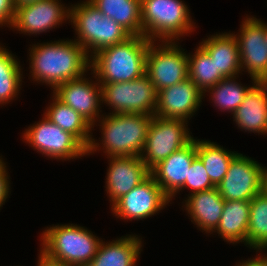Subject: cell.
Masks as SVG:
<instances>
[{"label": "cell", "instance_id": "d590c367", "mask_svg": "<svg viewBox=\"0 0 267 266\" xmlns=\"http://www.w3.org/2000/svg\"><path fill=\"white\" fill-rule=\"evenodd\" d=\"M13 1H14L15 8H18L20 6L31 4L39 0H13Z\"/></svg>", "mask_w": 267, "mask_h": 266}, {"label": "cell", "instance_id": "cb8c5ba5", "mask_svg": "<svg viewBox=\"0 0 267 266\" xmlns=\"http://www.w3.org/2000/svg\"><path fill=\"white\" fill-rule=\"evenodd\" d=\"M52 98L53 102L50 103L43 115L53 124L74 135L88 148L92 139V125L73 108L59 100L54 94H52Z\"/></svg>", "mask_w": 267, "mask_h": 266}, {"label": "cell", "instance_id": "30bf717a", "mask_svg": "<svg viewBox=\"0 0 267 266\" xmlns=\"http://www.w3.org/2000/svg\"><path fill=\"white\" fill-rule=\"evenodd\" d=\"M34 124L25 129L22 138L42 155L57 161L87 155V148L74 135L53 124L46 116Z\"/></svg>", "mask_w": 267, "mask_h": 266}, {"label": "cell", "instance_id": "5bb4252c", "mask_svg": "<svg viewBox=\"0 0 267 266\" xmlns=\"http://www.w3.org/2000/svg\"><path fill=\"white\" fill-rule=\"evenodd\" d=\"M60 1L39 0L16 8L10 29L14 31L16 29L28 35H37L59 27L64 23L63 21L70 20V6L65 7Z\"/></svg>", "mask_w": 267, "mask_h": 266}, {"label": "cell", "instance_id": "7c38bea8", "mask_svg": "<svg viewBox=\"0 0 267 266\" xmlns=\"http://www.w3.org/2000/svg\"><path fill=\"white\" fill-rule=\"evenodd\" d=\"M240 26V33L234 32V35L238 41L241 69H246L251 79L267 82L265 22L247 15Z\"/></svg>", "mask_w": 267, "mask_h": 266}, {"label": "cell", "instance_id": "e575fe53", "mask_svg": "<svg viewBox=\"0 0 267 266\" xmlns=\"http://www.w3.org/2000/svg\"><path fill=\"white\" fill-rule=\"evenodd\" d=\"M38 265L36 266H78V265H67V264H60L56 262H50V261H38Z\"/></svg>", "mask_w": 267, "mask_h": 266}, {"label": "cell", "instance_id": "83f0119b", "mask_svg": "<svg viewBox=\"0 0 267 266\" xmlns=\"http://www.w3.org/2000/svg\"><path fill=\"white\" fill-rule=\"evenodd\" d=\"M8 50L0 44V105L3 106L17 98L23 82L20 62Z\"/></svg>", "mask_w": 267, "mask_h": 266}, {"label": "cell", "instance_id": "f546056e", "mask_svg": "<svg viewBox=\"0 0 267 266\" xmlns=\"http://www.w3.org/2000/svg\"><path fill=\"white\" fill-rule=\"evenodd\" d=\"M237 77L239 76L224 78L205 92H210V100L212 99L219 110L233 114L244 100L246 93L257 82L252 79V85L243 86L241 82H236Z\"/></svg>", "mask_w": 267, "mask_h": 266}, {"label": "cell", "instance_id": "ac0fdd59", "mask_svg": "<svg viewBox=\"0 0 267 266\" xmlns=\"http://www.w3.org/2000/svg\"><path fill=\"white\" fill-rule=\"evenodd\" d=\"M109 168L106 176V192L111 206L124 194L144 181L150 170L140 156L107 157Z\"/></svg>", "mask_w": 267, "mask_h": 266}, {"label": "cell", "instance_id": "2e32d148", "mask_svg": "<svg viewBox=\"0 0 267 266\" xmlns=\"http://www.w3.org/2000/svg\"><path fill=\"white\" fill-rule=\"evenodd\" d=\"M204 96L188 77L182 82L158 91L155 116L188 121L199 110Z\"/></svg>", "mask_w": 267, "mask_h": 266}, {"label": "cell", "instance_id": "d6986e66", "mask_svg": "<svg viewBox=\"0 0 267 266\" xmlns=\"http://www.w3.org/2000/svg\"><path fill=\"white\" fill-rule=\"evenodd\" d=\"M232 116L241 130L267 134V82H256Z\"/></svg>", "mask_w": 267, "mask_h": 266}, {"label": "cell", "instance_id": "e0dca14e", "mask_svg": "<svg viewBox=\"0 0 267 266\" xmlns=\"http://www.w3.org/2000/svg\"><path fill=\"white\" fill-rule=\"evenodd\" d=\"M196 156L197 139L193 138L187 145L172 153L150 170V175L170 201L185 184L190 166Z\"/></svg>", "mask_w": 267, "mask_h": 266}, {"label": "cell", "instance_id": "4fadbf2b", "mask_svg": "<svg viewBox=\"0 0 267 266\" xmlns=\"http://www.w3.org/2000/svg\"><path fill=\"white\" fill-rule=\"evenodd\" d=\"M170 199L163 193L154 178L149 175L144 181L124 194L113 205V215L122 220H142L156 215L168 205Z\"/></svg>", "mask_w": 267, "mask_h": 266}, {"label": "cell", "instance_id": "74e56055", "mask_svg": "<svg viewBox=\"0 0 267 266\" xmlns=\"http://www.w3.org/2000/svg\"><path fill=\"white\" fill-rule=\"evenodd\" d=\"M265 37H266V46H267V22L265 23Z\"/></svg>", "mask_w": 267, "mask_h": 266}, {"label": "cell", "instance_id": "6da1fadb", "mask_svg": "<svg viewBox=\"0 0 267 266\" xmlns=\"http://www.w3.org/2000/svg\"><path fill=\"white\" fill-rule=\"evenodd\" d=\"M32 81L47 84L51 90L90 70V58L75 40L37 43L29 47Z\"/></svg>", "mask_w": 267, "mask_h": 266}, {"label": "cell", "instance_id": "d6a6232c", "mask_svg": "<svg viewBox=\"0 0 267 266\" xmlns=\"http://www.w3.org/2000/svg\"><path fill=\"white\" fill-rule=\"evenodd\" d=\"M7 166L0 172V208L5 204L6 199L9 196L10 181L8 180Z\"/></svg>", "mask_w": 267, "mask_h": 266}, {"label": "cell", "instance_id": "836d02e7", "mask_svg": "<svg viewBox=\"0 0 267 266\" xmlns=\"http://www.w3.org/2000/svg\"><path fill=\"white\" fill-rule=\"evenodd\" d=\"M261 255L258 254V257L256 256L255 258H250L248 260L239 262L235 266H267V254L260 253Z\"/></svg>", "mask_w": 267, "mask_h": 266}, {"label": "cell", "instance_id": "f35d334b", "mask_svg": "<svg viewBox=\"0 0 267 266\" xmlns=\"http://www.w3.org/2000/svg\"><path fill=\"white\" fill-rule=\"evenodd\" d=\"M265 188L267 189V168H266V182H265Z\"/></svg>", "mask_w": 267, "mask_h": 266}, {"label": "cell", "instance_id": "3957f363", "mask_svg": "<svg viewBox=\"0 0 267 266\" xmlns=\"http://www.w3.org/2000/svg\"><path fill=\"white\" fill-rule=\"evenodd\" d=\"M103 115L104 113L101 120H98L102 143L92 137L87 155L102 149L107 157L140 156L145 146L152 116L139 113Z\"/></svg>", "mask_w": 267, "mask_h": 266}, {"label": "cell", "instance_id": "f1b7e54d", "mask_svg": "<svg viewBox=\"0 0 267 266\" xmlns=\"http://www.w3.org/2000/svg\"><path fill=\"white\" fill-rule=\"evenodd\" d=\"M190 55L188 53V77L205 94L224 77L217 72L214 59L200 45Z\"/></svg>", "mask_w": 267, "mask_h": 266}, {"label": "cell", "instance_id": "9c48e42d", "mask_svg": "<svg viewBox=\"0 0 267 266\" xmlns=\"http://www.w3.org/2000/svg\"><path fill=\"white\" fill-rule=\"evenodd\" d=\"M156 44L155 41L149 43L145 74L158 92L188 78V54L177 41Z\"/></svg>", "mask_w": 267, "mask_h": 266}, {"label": "cell", "instance_id": "d4e9b609", "mask_svg": "<svg viewBox=\"0 0 267 266\" xmlns=\"http://www.w3.org/2000/svg\"><path fill=\"white\" fill-rule=\"evenodd\" d=\"M103 15L112 18L131 35L143 36L140 0H89Z\"/></svg>", "mask_w": 267, "mask_h": 266}, {"label": "cell", "instance_id": "5b68a950", "mask_svg": "<svg viewBox=\"0 0 267 266\" xmlns=\"http://www.w3.org/2000/svg\"><path fill=\"white\" fill-rule=\"evenodd\" d=\"M69 21L77 34L74 40L84 48L89 58L132 36L112 18L103 15L89 0L70 6Z\"/></svg>", "mask_w": 267, "mask_h": 266}, {"label": "cell", "instance_id": "8fae6325", "mask_svg": "<svg viewBox=\"0 0 267 266\" xmlns=\"http://www.w3.org/2000/svg\"><path fill=\"white\" fill-rule=\"evenodd\" d=\"M265 182L266 166L238 153L216 188L224 200L250 201L265 189Z\"/></svg>", "mask_w": 267, "mask_h": 266}, {"label": "cell", "instance_id": "9a60e30c", "mask_svg": "<svg viewBox=\"0 0 267 266\" xmlns=\"http://www.w3.org/2000/svg\"><path fill=\"white\" fill-rule=\"evenodd\" d=\"M85 76H87L86 73L64 82L52 93L64 104L78 112L94 128L102 116L100 114L102 112L100 110L102 105L101 85L98 80L93 81L91 78L89 80Z\"/></svg>", "mask_w": 267, "mask_h": 266}, {"label": "cell", "instance_id": "44dd1931", "mask_svg": "<svg viewBox=\"0 0 267 266\" xmlns=\"http://www.w3.org/2000/svg\"><path fill=\"white\" fill-rule=\"evenodd\" d=\"M216 65V70L224 78H232L242 73L238 41L234 33H219L207 37L199 44Z\"/></svg>", "mask_w": 267, "mask_h": 266}, {"label": "cell", "instance_id": "4dcf8cb0", "mask_svg": "<svg viewBox=\"0 0 267 266\" xmlns=\"http://www.w3.org/2000/svg\"><path fill=\"white\" fill-rule=\"evenodd\" d=\"M186 188L190 189L191 192H189V194L215 188L207 174L203 162L198 156L193 159L188 172V178H186L185 184L177 193Z\"/></svg>", "mask_w": 267, "mask_h": 266}, {"label": "cell", "instance_id": "484cf974", "mask_svg": "<svg viewBox=\"0 0 267 266\" xmlns=\"http://www.w3.org/2000/svg\"><path fill=\"white\" fill-rule=\"evenodd\" d=\"M236 151H227L211 140L197 139V156L203 162L207 174L215 187L223 180Z\"/></svg>", "mask_w": 267, "mask_h": 266}, {"label": "cell", "instance_id": "4316f807", "mask_svg": "<svg viewBox=\"0 0 267 266\" xmlns=\"http://www.w3.org/2000/svg\"><path fill=\"white\" fill-rule=\"evenodd\" d=\"M247 247L262 252L267 249V189L250 200Z\"/></svg>", "mask_w": 267, "mask_h": 266}, {"label": "cell", "instance_id": "ba28073f", "mask_svg": "<svg viewBox=\"0 0 267 266\" xmlns=\"http://www.w3.org/2000/svg\"><path fill=\"white\" fill-rule=\"evenodd\" d=\"M187 122L152 116L145 146L140 155L149 170L193 139Z\"/></svg>", "mask_w": 267, "mask_h": 266}, {"label": "cell", "instance_id": "8992f818", "mask_svg": "<svg viewBox=\"0 0 267 266\" xmlns=\"http://www.w3.org/2000/svg\"><path fill=\"white\" fill-rule=\"evenodd\" d=\"M140 2L143 36L150 41H177L195 31L190 10L183 1L140 0Z\"/></svg>", "mask_w": 267, "mask_h": 266}, {"label": "cell", "instance_id": "52a82bcc", "mask_svg": "<svg viewBox=\"0 0 267 266\" xmlns=\"http://www.w3.org/2000/svg\"><path fill=\"white\" fill-rule=\"evenodd\" d=\"M100 85L102 103L112 109L111 114L155 115L158 92L146 74L132 81Z\"/></svg>", "mask_w": 267, "mask_h": 266}, {"label": "cell", "instance_id": "7a4b0ae2", "mask_svg": "<svg viewBox=\"0 0 267 266\" xmlns=\"http://www.w3.org/2000/svg\"><path fill=\"white\" fill-rule=\"evenodd\" d=\"M151 41L132 35L126 41L106 47L90 58L93 78L100 84L127 82L142 77L146 70V56Z\"/></svg>", "mask_w": 267, "mask_h": 266}, {"label": "cell", "instance_id": "603a6c76", "mask_svg": "<svg viewBox=\"0 0 267 266\" xmlns=\"http://www.w3.org/2000/svg\"><path fill=\"white\" fill-rule=\"evenodd\" d=\"M250 201L225 200L220 222L214 232L228 243L247 246Z\"/></svg>", "mask_w": 267, "mask_h": 266}, {"label": "cell", "instance_id": "ffe728a7", "mask_svg": "<svg viewBox=\"0 0 267 266\" xmlns=\"http://www.w3.org/2000/svg\"><path fill=\"white\" fill-rule=\"evenodd\" d=\"M188 195L183 206L190 215L188 217L191 218V222L202 232L213 233L220 222L225 203L220 192L215 187Z\"/></svg>", "mask_w": 267, "mask_h": 266}, {"label": "cell", "instance_id": "277c9868", "mask_svg": "<svg viewBox=\"0 0 267 266\" xmlns=\"http://www.w3.org/2000/svg\"><path fill=\"white\" fill-rule=\"evenodd\" d=\"M42 241L38 261L88 266L101 243L90 230L77 224L47 227L40 235Z\"/></svg>", "mask_w": 267, "mask_h": 266}, {"label": "cell", "instance_id": "1f68e13d", "mask_svg": "<svg viewBox=\"0 0 267 266\" xmlns=\"http://www.w3.org/2000/svg\"><path fill=\"white\" fill-rule=\"evenodd\" d=\"M15 5L13 0H0V27H11L15 18Z\"/></svg>", "mask_w": 267, "mask_h": 266}, {"label": "cell", "instance_id": "7402d4cb", "mask_svg": "<svg viewBox=\"0 0 267 266\" xmlns=\"http://www.w3.org/2000/svg\"><path fill=\"white\" fill-rule=\"evenodd\" d=\"M125 235L109 242L101 241L88 266H136L142 251V238Z\"/></svg>", "mask_w": 267, "mask_h": 266}, {"label": "cell", "instance_id": "8d00e7d4", "mask_svg": "<svg viewBox=\"0 0 267 266\" xmlns=\"http://www.w3.org/2000/svg\"><path fill=\"white\" fill-rule=\"evenodd\" d=\"M6 167V163H4V160L2 156H0V172Z\"/></svg>", "mask_w": 267, "mask_h": 266}]
</instances>
